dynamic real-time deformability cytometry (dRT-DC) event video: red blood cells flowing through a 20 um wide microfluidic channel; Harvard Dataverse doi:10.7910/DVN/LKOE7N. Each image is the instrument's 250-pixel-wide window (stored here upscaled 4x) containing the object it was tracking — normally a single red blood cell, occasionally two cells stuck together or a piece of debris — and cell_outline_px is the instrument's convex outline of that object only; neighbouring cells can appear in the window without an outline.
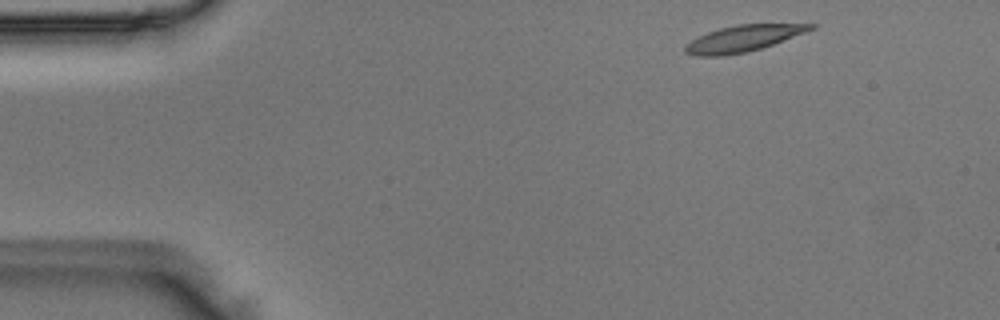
{"species": "Egyptian fruit bat (a non-hibernating species)", "species_latin": "Rousettus aegyptiacus", "temperature_condition": "room temperature", "stored_images_in_passage": 46, "camera_frame_rate_fps": 3000, "um_per_image_px": 0.085, "animal": {"sex": "male"}, "frame": {"image": 1, "passage_image": 2, "time_ms": 0.333, "image_size_px": [1000, 320], "cell_outline_px": [[816, 28], [772, 44], [760, 48], [744, 52], [724, 56], [696, 56], [684, 52], [684, 44], [708, 32], [720, 28], [736, 24], [816, 24]], "centroid_in_image_um": [63.12, 3.27], "position_along_channel_um": 21.9, "area_um2": 18.96}}
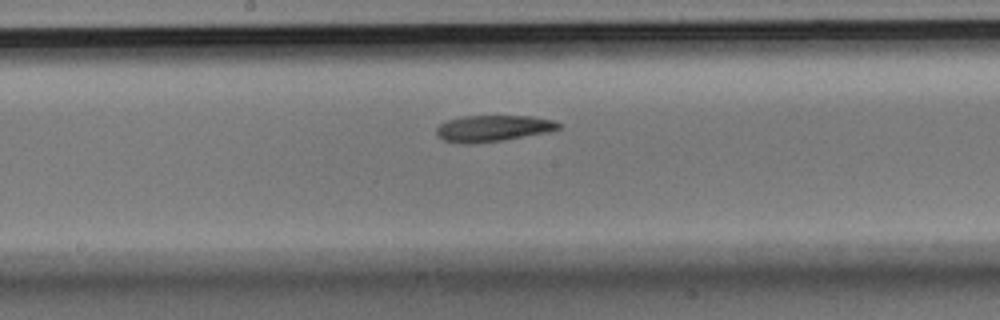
{"frame": {"image": 2, "passage_image": 22, "time_ms": 7.0, "image_size_px": [1000, 320], "cell_outline_px": [[560, 128], [548, 132], [504, 140], [468, 144], [460, 144], [444, 140], [436, 136], [436, 128], [440, 124], [448, 120], [464, 116], [532, 116], [552, 120], [560, 124]], "centroid_in_image_um": [41.87, 10.92], "position_along_channel_um": 206.3, "area_um2": 18.73}}
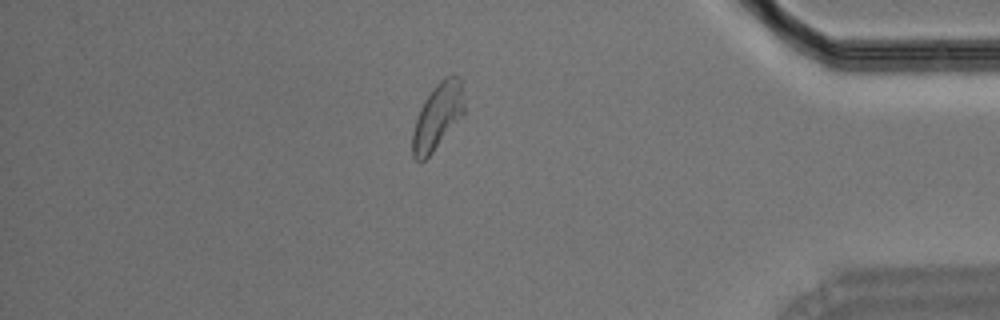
{"frame": {"image": 3, "passage_image": 39, "time_ms": 12.667, "image_size_px": [1000, 320], "cell_outline_px": [[464, 112], [432, 152], [420, 164], [412, 156], [412, 132], [420, 108], [424, 100], [436, 84], [444, 76], [452, 72], [460, 76], [464, 104]], "centroid_in_image_um": [37.18, 9.85], "position_along_channel_um": 398.0, "area_um2": 19.77}}